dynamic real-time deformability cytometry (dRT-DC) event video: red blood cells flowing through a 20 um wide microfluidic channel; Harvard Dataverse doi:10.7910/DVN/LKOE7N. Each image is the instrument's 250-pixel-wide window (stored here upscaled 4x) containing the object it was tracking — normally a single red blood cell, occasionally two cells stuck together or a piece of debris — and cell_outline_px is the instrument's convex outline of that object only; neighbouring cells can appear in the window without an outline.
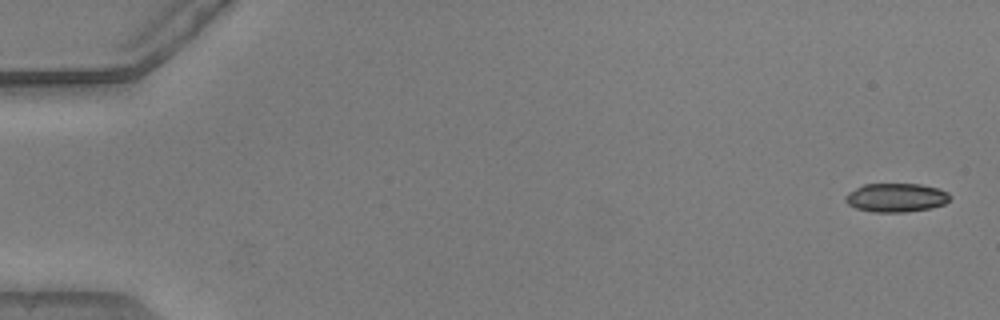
{"species": "common noctule bat (a hibernating species)", "species_latin": "Nyctalus noctula", "temperature_condition": "warm", "stored_images_in_passage": 52, "camera_frame_rate_fps": 3000, "um_per_image_px": 0.085, "animal": {"sex": "male", "body_mass_g": 20.5, "forearm_length_mm": 52.5}, "frame": {"image": 1, "passage_image": 1, "time_ms": 0.0, "image_size_px": [1000, 320], "cell_outline_px": [[952, 196], [944, 204], [932, 208], [904, 212], [872, 212], [856, 208], [848, 204], [844, 200], [844, 196], [848, 192], [864, 184], [920, 184], [940, 188], [948, 192]], "centroid_in_image_um": [76.18, 16.79], "position_along_channel_um": 8.8, "area_um2": 17.69}}
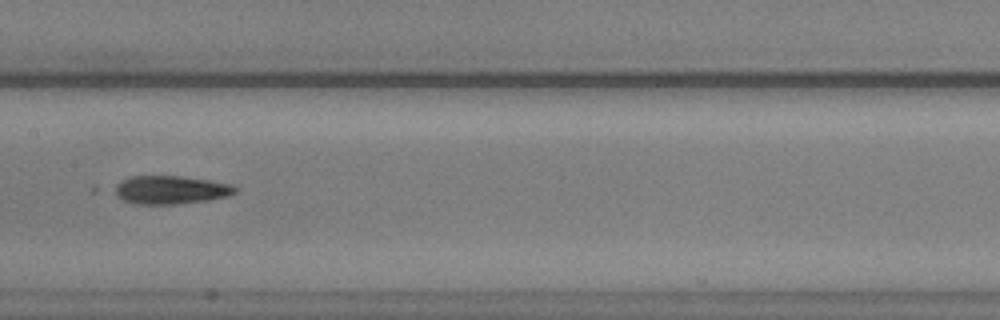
{"frame": {"image": 2, "passage_image": 27, "time_ms": 8.667, "image_size_px": [1000, 320], "cell_outline_px": [[240, 188], [236, 192], [228, 196], [208, 200], [176, 204], [132, 204], [92, 192], [92, 188], [96, 184], [132, 176], [180, 176], [208, 180], [232, 184]], "centroid_in_image_um": [13.91, 16.13], "position_along_channel_um": 193.5, "area_um2": 22.54}}
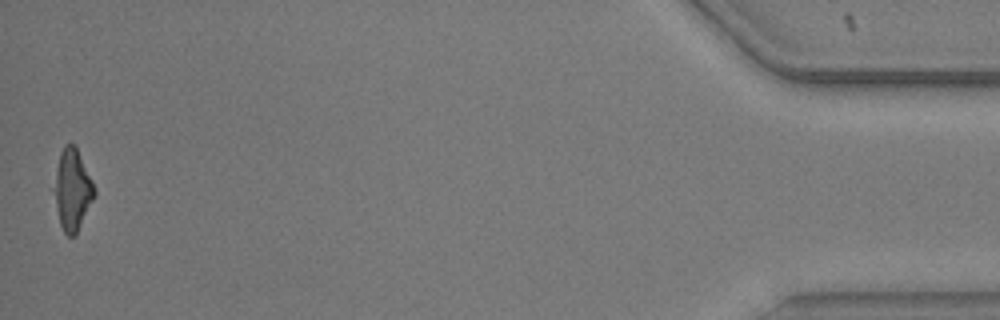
{"frame": {"image": 3, "passage_image": 52, "time_ms": 17.0, "image_size_px": [1000, 320], "cell_outline_px": [[96, 196], [76, 236], [68, 236], [64, 232], [60, 224], [56, 208], [52, 188], [56, 168], [60, 152], [64, 144], [76, 144], [92, 180], [96, 192]], "centroid_in_image_um": [6.15, 16.13], "position_along_channel_um": 429.0, "area_um2": 19.54}}